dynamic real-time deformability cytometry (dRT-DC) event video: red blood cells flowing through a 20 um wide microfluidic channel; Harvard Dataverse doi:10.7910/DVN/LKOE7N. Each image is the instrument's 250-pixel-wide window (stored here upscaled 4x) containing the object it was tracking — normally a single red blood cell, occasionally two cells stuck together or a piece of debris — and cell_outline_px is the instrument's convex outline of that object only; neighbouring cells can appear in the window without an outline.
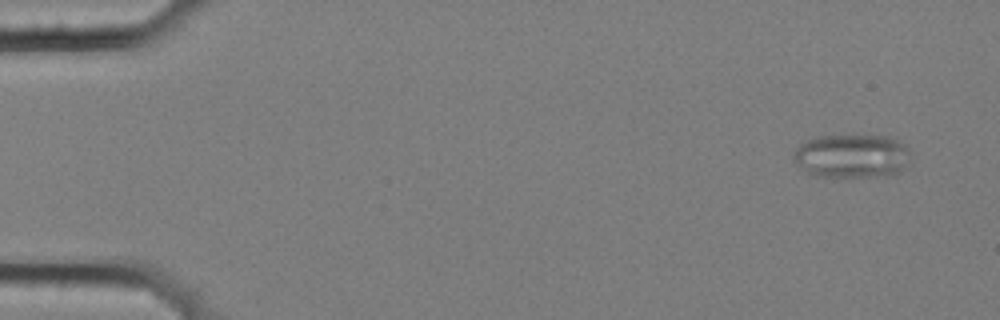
{"species": "common noctule bat (a hibernating species)", "species_latin": "Nyctalus noctula", "temperature_condition": "cold", "stored_images_in_passage": 5, "camera_frame_rate_fps": 3000, "um_per_image_px": 0.085, "animal": {"sex": "female", "body_mass_g": 25.1}, "frame": {"image": 1, "passage_image": 1, "time_ms": 0.0, "image_size_px": [1000, 320], "cell_outline_px": [[908, 164], [896, 176], [820, 176], [808, 172], [796, 164], [792, 156], [796, 148], [800, 144], [816, 136], [888, 136], [904, 144], [908, 148]], "centroid_in_image_um": [72.43, 13.27], "position_along_channel_um": 12.6, "area_um2": 29.71}}